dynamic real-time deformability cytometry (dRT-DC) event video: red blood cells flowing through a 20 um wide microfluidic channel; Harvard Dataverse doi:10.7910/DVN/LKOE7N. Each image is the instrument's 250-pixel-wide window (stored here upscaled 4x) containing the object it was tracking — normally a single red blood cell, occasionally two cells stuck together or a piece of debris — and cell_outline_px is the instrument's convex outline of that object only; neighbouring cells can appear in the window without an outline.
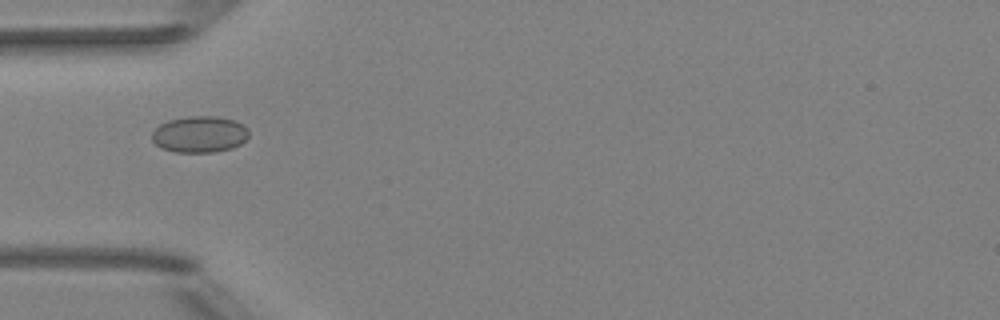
{"species": "Egyptian fruit bat (a non-hibernating species)", "species_latin": "Rousettus aegyptiacus", "temperature_condition": "room temperature", "stored_images_in_passage": 37, "camera_frame_rate_fps": 3000, "um_per_image_px": 0.085, "animal": {"sex": "female"}, "frame": {"image": 1, "passage_image": 3, "time_ms": 0.667, "image_size_px": [1000, 320], "cell_outline_px": [[248, 136], [240, 144], [232, 148], [212, 152], [176, 152], [160, 148], [152, 140], [152, 132], [160, 124], [168, 120], [188, 116], [216, 116], [232, 120], [248, 128]], "centroid_in_image_um": [16.93, 11.42], "position_along_channel_um": 68.1, "area_um2": 20.46}}
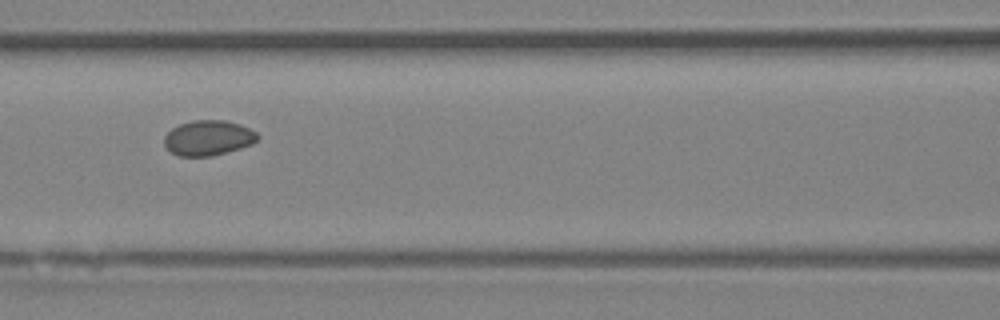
{"frame": {"image": 2, "passage_image": 9, "time_ms": 2.667, "image_size_px": [1000, 320], "cell_outline_px": [[260, 136], [252, 144], [240, 148], [212, 156], [176, 156], [164, 144], [164, 136], [172, 128], [180, 124], [192, 120], [224, 120], [240, 124], [256, 132]], "centroid_in_image_um": [17.69, 11.72], "position_along_channel_um": 148.9, "area_um2": 19.07}}
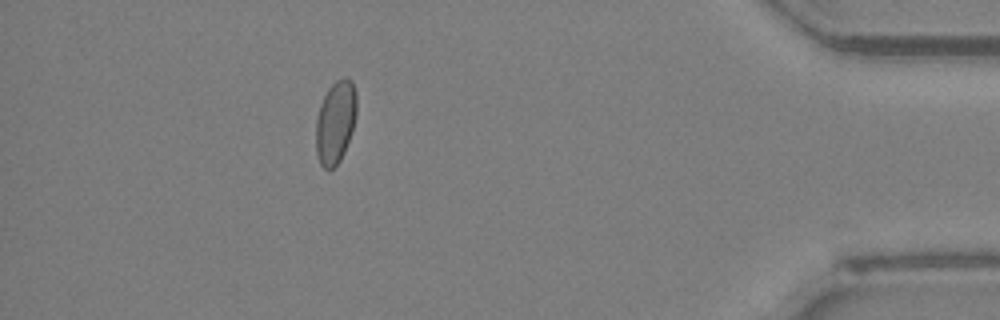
{"frame": {"image": 3, "passage_image": 32, "time_ms": 10.333, "image_size_px": [1000, 320], "cell_outline_px": [[356, 116], [352, 132], [344, 152], [340, 160], [328, 172], [320, 164], [316, 152], [316, 116], [320, 104], [328, 88], [336, 80], [344, 76], [352, 80], [356, 92]], "centroid_in_image_um": [28.51, 10.37], "position_along_channel_um": 406.7, "area_um2": 19.88}, "authors_computed_cell_mechanics": {"area_um2": 19.1318, "velocity_mm_per_s": 4.0473, "shape_relaxation_time_tau1_ms": null, "shape_relaxation_time_tau2_ms": 5.0928, "deformation_change_tau1": null, "deformation_change_tau2": 0.0322}}